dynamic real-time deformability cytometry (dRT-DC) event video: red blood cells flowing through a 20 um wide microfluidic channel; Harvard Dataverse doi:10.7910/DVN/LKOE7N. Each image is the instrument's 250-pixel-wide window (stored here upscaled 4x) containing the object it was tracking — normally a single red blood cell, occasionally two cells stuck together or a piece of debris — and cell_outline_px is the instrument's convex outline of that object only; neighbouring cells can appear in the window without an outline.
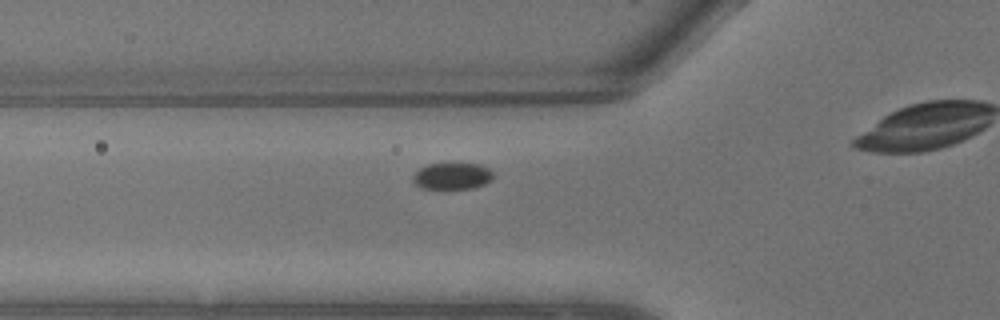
{"species": "common noctule bat (a hibernating species)", "species_latin": "Nyctalus noctula", "temperature_condition": "warm", "stored_images_in_passage": 6, "camera_frame_rate_fps": 3000, "um_per_image_px": 0.085, "animal": {"sex": "male", "body_mass_g": 13.3}, "frame": {"image": 1, "passage_image": 2, "time_ms": 0.333, "image_size_px": [1000, 320], "cell_outline_px": [[492, 180], [484, 184], [472, 188], [444, 192], [440, 192], [420, 188], [412, 180], [412, 176], [420, 168], [428, 164], [480, 164], [488, 168], [492, 172]], "centroid_in_image_um": [38.39, 15.03], "position_along_channel_um": 87.4, "area_um2": 13.06}}
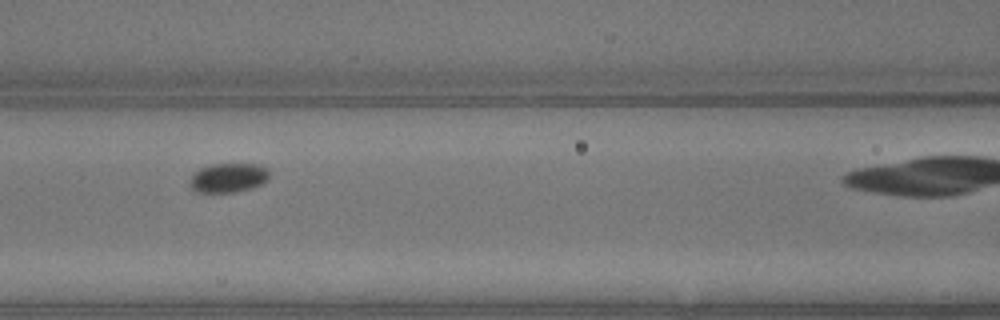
{"frame": {"image": 2, "passage_image": 4, "time_ms": 1.0, "image_size_px": [1000, 320], "cell_outline_px": [[268, 180], [252, 188], [236, 192], [196, 192], [188, 184], [192, 172], [200, 168], [212, 164], [260, 164], [268, 168]], "centroid_in_image_um": [19.38, 15.1], "position_along_channel_um": 147.2, "area_um2": 13.76}}